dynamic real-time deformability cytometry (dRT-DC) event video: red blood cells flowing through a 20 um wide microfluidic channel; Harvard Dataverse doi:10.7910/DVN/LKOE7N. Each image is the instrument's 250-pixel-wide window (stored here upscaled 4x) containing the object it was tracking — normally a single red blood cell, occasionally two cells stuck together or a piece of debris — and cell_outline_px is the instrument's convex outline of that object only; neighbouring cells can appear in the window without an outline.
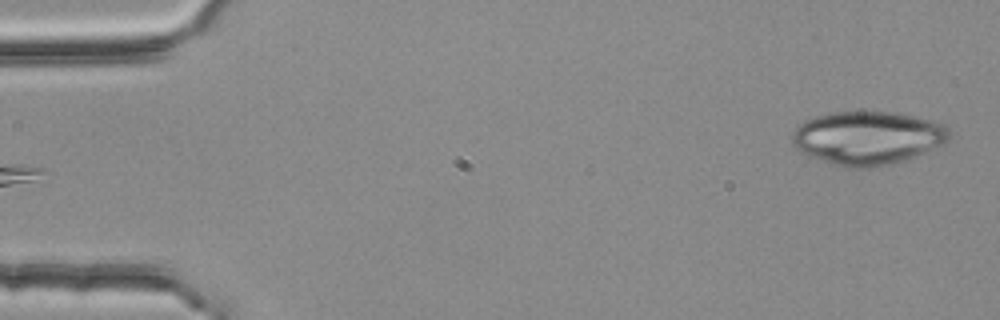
{"species": "common noctule bat (a hibernating species)", "species_latin": "Nyctalus noctula", "temperature_condition": "room temperature", "stored_images_in_passage": 4, "camera_frame_rate_fps": 3000, "um_per_image_px": 0.085, "animal": {"sex": "female", "body_mass_g": 25.1}, "frame": {"image": 1, "passage_image": 4, "time_ms": 1.0, "image_size_px": [1000, 320], "cell_outline_px": [[952, 136], [948, 140], [916, 156], [896, 164], [864, 168], [856, 168], [832, 164], [808, 156], [796, 148], [792, 144], [792, 132], [804, 120], [816, 116], [832, 112], [896, 112], [944, 124], [948, 128]], "centroid_in_image_um": [73.73, 11.73], "position_along_channel_um": 11.3, "area_um2": 48.84}}